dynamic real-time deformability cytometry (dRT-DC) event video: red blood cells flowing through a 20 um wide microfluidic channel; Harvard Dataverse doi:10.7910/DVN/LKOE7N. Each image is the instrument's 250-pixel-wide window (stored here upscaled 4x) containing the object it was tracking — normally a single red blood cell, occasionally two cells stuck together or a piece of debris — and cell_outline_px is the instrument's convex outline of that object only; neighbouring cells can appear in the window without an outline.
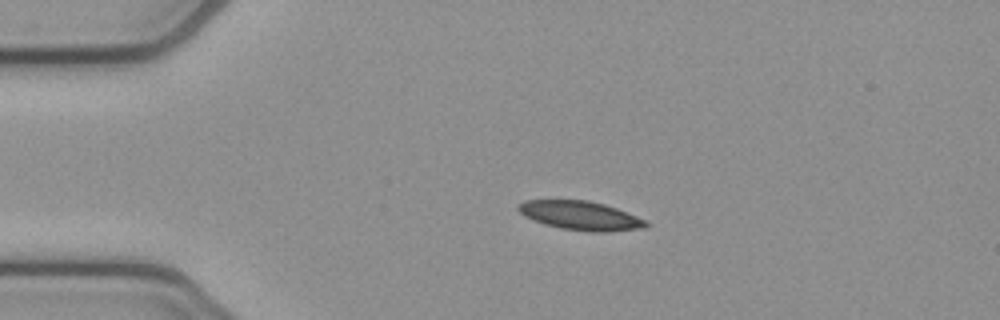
{"species": "common noctule bat (a hibernating species)", "species_latin": "Nyctalus noctula", "temperature_condition": "cold", "stored_images_in_passage": 43, "camera_frame_rate_fps": 3000, "um_per_image_px": 0.085, "animal": {"sex": "female", "body_mass_g": 21.9}, "frame": {"image": 1, "passage_image": 1, "time_ms": 0.0, "image_size_px": [1000, 320], "cell_outline_px": [[648, 224], [644, 228], [608, 232], [588, 232], [560, 228], [544, 224], [532, 220], [524, 216], [516, 208], [516, 204], [524, 200], [588, 200], [604, 204], [616, 208], [648, 220]], "centroid_in_image_um": [49.33, 18.33], "position_along_channel_um": 35.7, "area_um2": 21.79}}
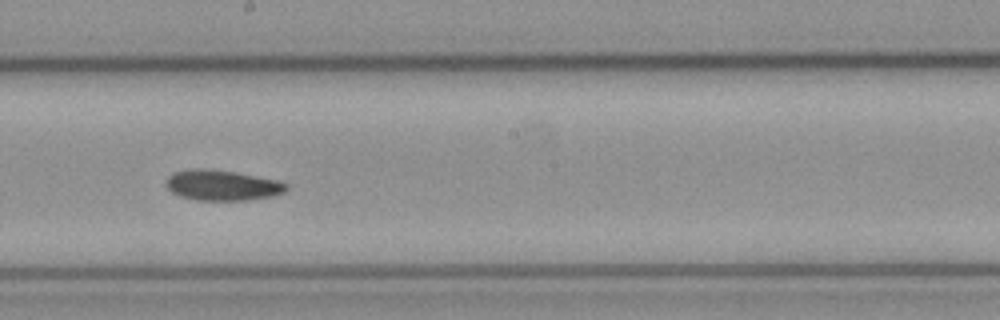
{"frame": {"image": 2, "passage_image": 19, "time_ms": 6.0, "image_size_px": [1000, 320], "cell_outline_px": [[288, 188], [284, 192], [272, 196], [248, 200], [196, 200], [180, 196], [172, 192], [164, 184], [164, 180], [172, 172], [192, 168], [204, 168], [236, 172], [280, 180], [288, 184]], "centroid_in_image_um": [18.87, 15.73], "position_along_channel_um": 229.3, "area_um2": 21.68}}
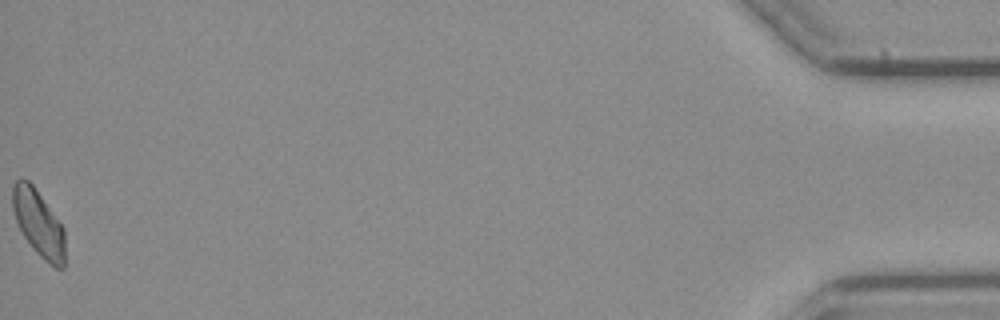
{"frame": {"image": 3, "passage_image": 43, "time_ms": 14.0, "image_size_px": [1000, 320], "cell_outline_px": [[64, 268], [56, 268], [44, 260], [36, 252], [24, 236], [16, 220], [12, 208], [12, 184], [20, 176], [28, 180], [32, 184], [64, 228]], "centroid_in_image_um": [3.25, 18.94], "position_along_channel_um": 431.9, "area_um2": 20.11}}